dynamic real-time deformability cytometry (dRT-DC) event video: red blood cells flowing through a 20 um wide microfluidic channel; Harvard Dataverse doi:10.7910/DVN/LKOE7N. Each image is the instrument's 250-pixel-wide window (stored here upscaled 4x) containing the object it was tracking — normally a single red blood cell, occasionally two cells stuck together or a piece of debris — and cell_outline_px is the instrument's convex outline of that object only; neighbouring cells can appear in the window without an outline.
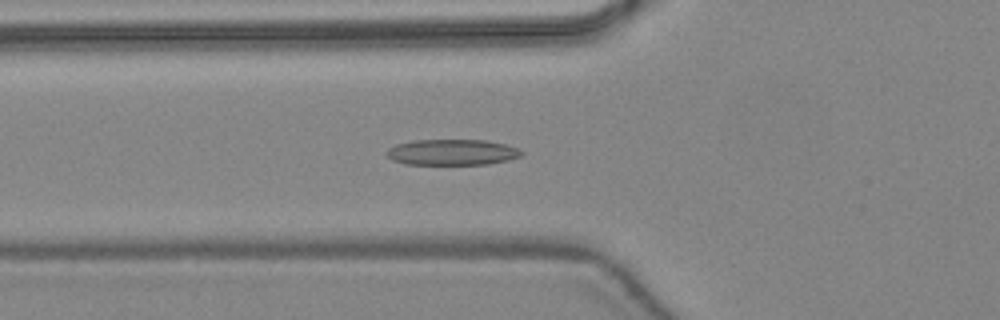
{"species": "common noctule bat (a hibernating species)", "species_latin": "Nyctalus noctula", "temperature_condition": "warm", "stored_images_in_passage": 33, "segment_of_instrument_passage": [1, 2], "camera_frame_rate_fps": 3000, "um_per_image_px": 0.085, "animal": {"sex": "female", "body_mass_g": 24.6, "forearm_length_mm": 56.2}, "frame": {"image": 1, "passage_image": 3, "time_ms": 0.667, "image_size_px": [1000, 320], "cell_outline_px": [[524, 152], [520, 156], [508, 160], [488, 164], [404, 164], [392, 160], [388, 156], [388, 148], [396, 144], [412, 140], [484, 140], [504, 144], [516, 148]], "centroid_in_image_um": [38.41, 12.94], "position_along_channel_um": 87.4, "area_um2": 20.17}}
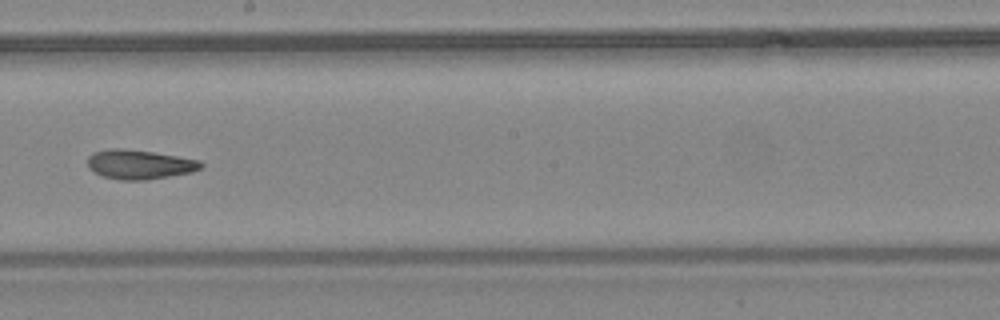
{"frame": {"image": 2, "passage_image": 13, "time_ms": 4.0, "image_size_px": [1000, 320], "cell_outline_px": [[204, 164], [200, 168], [192, 172], [144, 180], [120, 180], [100, 176], [88, 168], [88, 156], [92, 152], [108, 148], [120, 148], [152, 152], [200, 160]], "centroid_in_image_um": [11.8, 13.97], "position_along_channel_um": 236.4, "area_um2": 19.42}}
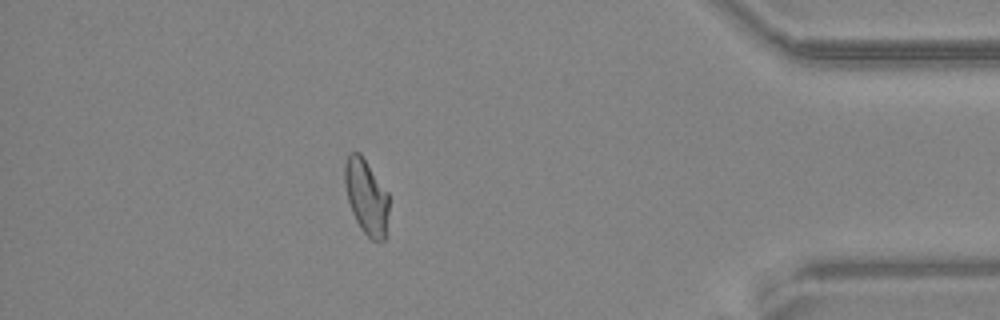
{"frame": {"image": 3, "passage_image": 27, "time_ms": 8.667, "image_size_px": [1000, 320], "cell_outline_px": [[388, 212], [384, 240], [372, 240], [360, 228], [352, 212], [348, 200], [344, 184], [344, 164], [348, 152], [360, 152], [388, 192]], "centroid_in_image_um": [31.11, 16.68], "position_along_channel_um": 404.1, "area_um2": 19.31}}